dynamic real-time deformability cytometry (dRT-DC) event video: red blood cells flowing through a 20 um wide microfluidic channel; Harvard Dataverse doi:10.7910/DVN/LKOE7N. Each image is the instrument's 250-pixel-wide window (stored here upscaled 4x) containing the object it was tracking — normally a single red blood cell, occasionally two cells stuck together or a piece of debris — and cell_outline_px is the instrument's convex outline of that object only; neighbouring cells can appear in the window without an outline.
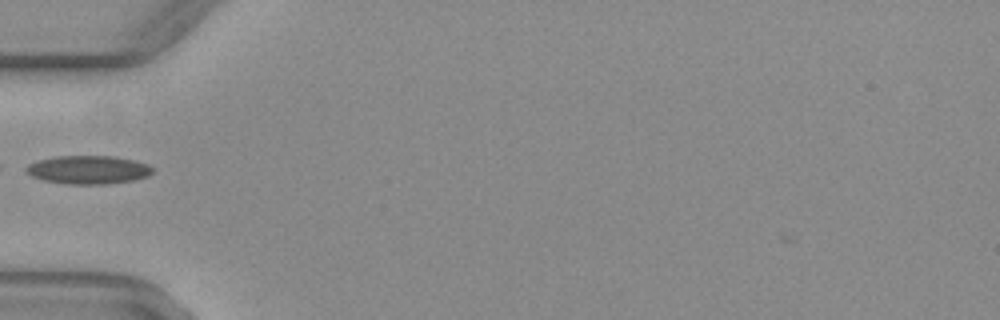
{"species": "common noctule bat (a hibernating species)", "species_latin": "Nyctalus noctula", "temperature_condition": "warm", "stored_images_in_passage": 36, "camera_frame_rate_fps": 3000, "um_per_image_px": 0.085, "animal": {"sex": "female", "body_mass_g": 29.2, "forearm_length_mm": 56.3}, "frame": {"image": 1, "passage_image": 3, "time_ms": 0.667, "image_size_px": [1000, 320], "cell_outline_px": [[152, 172], [148, 176], [132, 180], [104, 184], [68, 184], [44, 180], [32, 176], [24, 168], [28, 164], [36, 160], [56, 156], [112, 156], [132, 160], [148, 164], [152, 168]], "centroid_in_image_um": [7.47, 14.42], "position_along_channel_um": 77.5, "area_um2": 20.75}}